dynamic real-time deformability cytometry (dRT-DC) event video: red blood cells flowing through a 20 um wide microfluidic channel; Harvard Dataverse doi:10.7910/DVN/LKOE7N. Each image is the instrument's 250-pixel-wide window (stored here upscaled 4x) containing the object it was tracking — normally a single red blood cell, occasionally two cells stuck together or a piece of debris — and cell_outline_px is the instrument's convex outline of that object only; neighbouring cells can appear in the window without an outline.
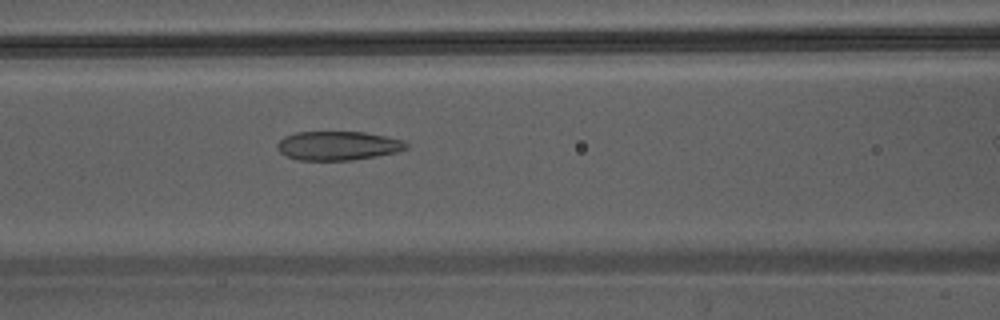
{"species": "Egyptian fruit bat (a non-hibernating species)", "species_latin": "Rousettus aegyptiacus", "temperature_condition": "warm", "stored_images_in_passage": 5, "camera_frame_rate_fps": 3000, "um_per_image_px": 0.085, "animal": {"sex": "male"}, "frame": {"image": 1, "passage_image": 4, "time_ms": 1.0, "image_size_px": [1000, 320], "cell_outline_px": [[408, 148], [396, 152], [376, 156], [352, 160], [296, 160], [280, 152], [276, 148], [276, 144], [284, 136], [296, 132], [364, 132], [404, 140], [408, 144]], "centroid_in_image_um": [28.71, 12.38], "position_along_channel_um": 137.9, "area_um2": 21.79}}